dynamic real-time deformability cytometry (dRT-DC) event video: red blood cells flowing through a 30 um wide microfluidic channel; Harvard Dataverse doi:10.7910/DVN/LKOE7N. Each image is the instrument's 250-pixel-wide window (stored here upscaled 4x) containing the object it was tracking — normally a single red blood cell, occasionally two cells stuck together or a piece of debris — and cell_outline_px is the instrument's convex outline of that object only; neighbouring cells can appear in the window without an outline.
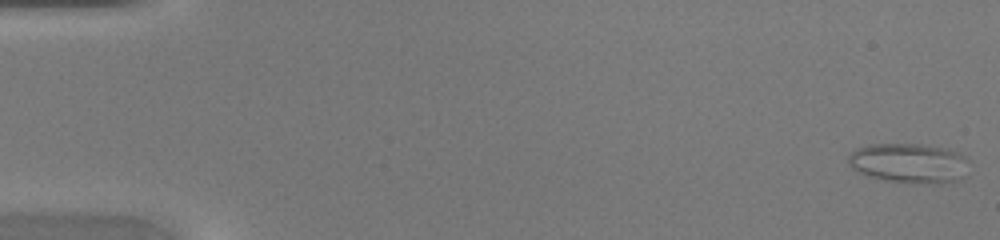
{"species": "common noctule bat (a hibernating species)", "species_latin": "Nyctalus noctula", "temperature_condition": "warm", "stored_images_in_passage": 46, "camera_frame_rate_fps": 3000, "um_per_image_px": 0.085, "animal": {"sex": "female", "body_mass_g": 20.0, "forearm_length_mm": 54.0}, "frame": {"image": 1, "passage_image": 1, "time_ms": 0.0, "image_size_px": [1000, 240], "cell_outline_px": [[968, 176], [956, 180], [940, 184], [912, 184], [888, 180], [868, 176], [852, 168], [848, 164], [848, 156], [856, 148], [868, 144], [920, 144], [948, 148], [964, 156], [968, 160]], "centroid_in_image_um": [77.31, 13.88], "position_along_channel_um": 7.7, "area_um2": 28.44}}
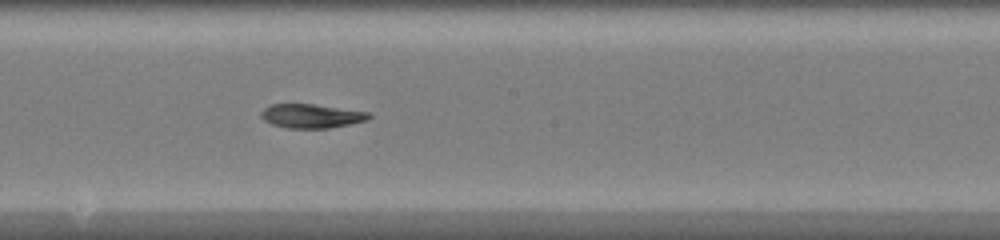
{"frame": {"image": 2, "passage_image": 26, "time_ms": 8.333, "image_size_px": [1000, 240], "cell_outline_px": [[372, 116], [368, 120], [328, 128], [288, 128], [272, 124], [264, 120], [260, 116], [260, 112], [264, 108], [272, 104], [312, 104], [368, 112]], "centroid_in_image_um": [26.44, 9.86], "position_along_channel_um": 221.8, "area_um2": 14.91}}
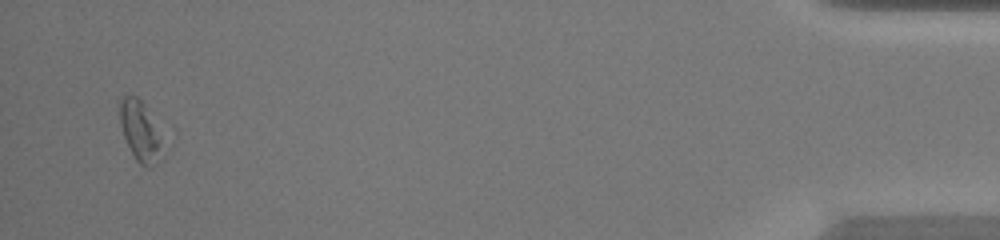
{"frame": {"image": 3, "passage_image": 45, "time_ms": 14.667, "image_size_px": [1000, 240], "cell_outline_px": [[164, 156], [152, 168], [148, 168], [140, 164], [136, 160], [124, 136], [120, 124], [116, 104], [120, 96], [136, 96], [144, 104]], "centroid_in_image_um": [11.81, 11.15], "position_along_channel_um": 423.4, "area_um2": 14.51}}